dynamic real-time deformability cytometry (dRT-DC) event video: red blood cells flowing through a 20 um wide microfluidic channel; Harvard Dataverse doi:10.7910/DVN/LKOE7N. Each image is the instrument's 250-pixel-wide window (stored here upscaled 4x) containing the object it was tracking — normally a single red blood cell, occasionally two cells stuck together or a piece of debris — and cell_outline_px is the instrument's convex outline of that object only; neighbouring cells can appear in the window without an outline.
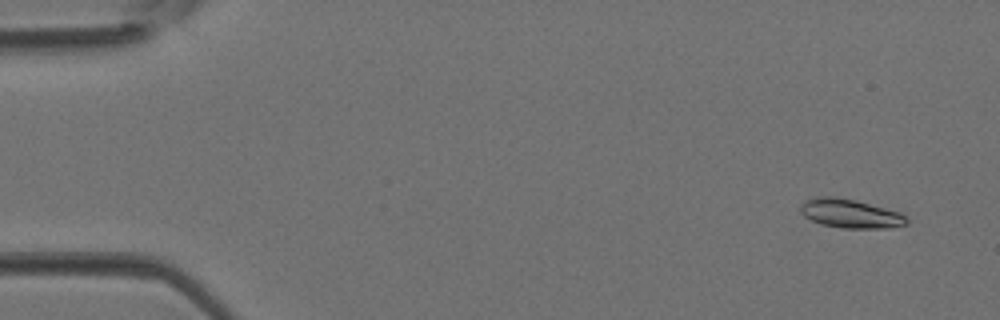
{"species": "Egyptian fruit bat (a non-hibernating species)", "species_latin": "Rousettus aegyptiacus", "temperature_condition": "room temperature", "stored_images_in_passage": 4, "camera_frame_rate_fps": 3000, "um_per_image_px": 0.085, "animal": {"sex": "female"}, "frame": {"image": 1, "passage_image": 1, "time_ms": 0.0, "image_size_px": [1000, 320], "cell_outline_px": [[908, 224], [888, 228], [844, 228], [820, 224], [804, 216], [800, 212], [800, 204], [804, 200], [816, 196], [836, 196], [856, 200], [900, 212], [908, 220]], "centroid_in_image_um": [72.24, 18.14], "position_along_channel_um": 12.8, "area_um2": 18.03}}
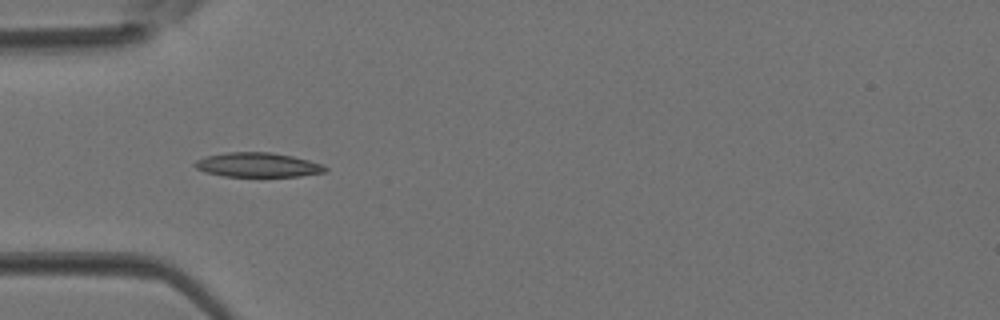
{"frame": {"image": 2, "passage_image": 4, "time_ms": 1.0, "image_size_px": [1000, 320], "cell_outline_px": [[328, 168], [324, 172], [300, 176], [224, 176], [204, 172], [196, 168], [192, 164], [196, 160], [208, 156], [228, 152], [272, 152], [292, 156], [324, 164]], "centroid_in_image_um": [21.91, 14.01], "position_along_channel_um": 63.1, "area_um2": 18.5}}